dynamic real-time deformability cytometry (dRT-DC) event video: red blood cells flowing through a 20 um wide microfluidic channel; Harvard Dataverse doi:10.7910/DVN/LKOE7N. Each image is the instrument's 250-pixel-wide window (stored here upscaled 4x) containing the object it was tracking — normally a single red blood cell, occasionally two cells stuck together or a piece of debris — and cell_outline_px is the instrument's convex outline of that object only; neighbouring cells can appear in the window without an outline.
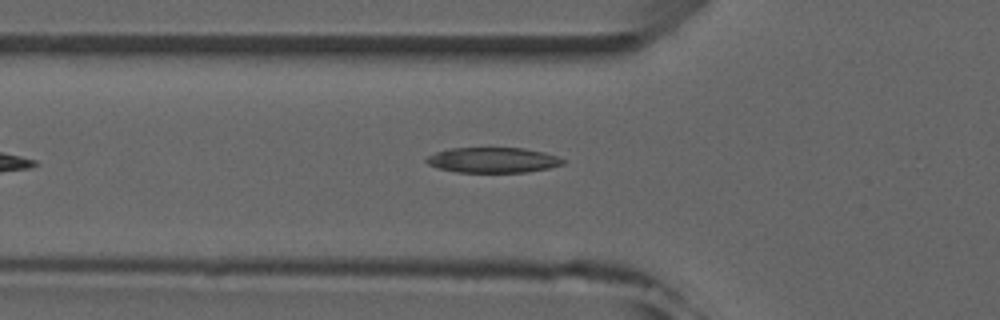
{"species": "common noctule bat (a hibernating species)", "species_latin": "Nyctalus noctula", "temperature_condition": "room temperature", "stored_images_in_passage": 6, "camera_frame_rate_fps": 3000, "um_per_image_px": 0.085, "animal": {"sex": "male", "forearm_length_mm": 52.5}, "frame": {"image": 1, "passage_image": 6, "time_ms": 5.667, "image_size_px": [1000, 320], "cell_outline_px": [[564, 164], [548, 168], [528, 172], [456, 172], [440, 168], [428, 164], [424, 160], [428, 156], [436, 152], [448, 148], [524, 148], [544, 152], [556, 156], [564, 160]], "centroid_in_image_um": [41.89, 13.6], "position_along_channel_um": 83.9, "area_um2": 20.06}}